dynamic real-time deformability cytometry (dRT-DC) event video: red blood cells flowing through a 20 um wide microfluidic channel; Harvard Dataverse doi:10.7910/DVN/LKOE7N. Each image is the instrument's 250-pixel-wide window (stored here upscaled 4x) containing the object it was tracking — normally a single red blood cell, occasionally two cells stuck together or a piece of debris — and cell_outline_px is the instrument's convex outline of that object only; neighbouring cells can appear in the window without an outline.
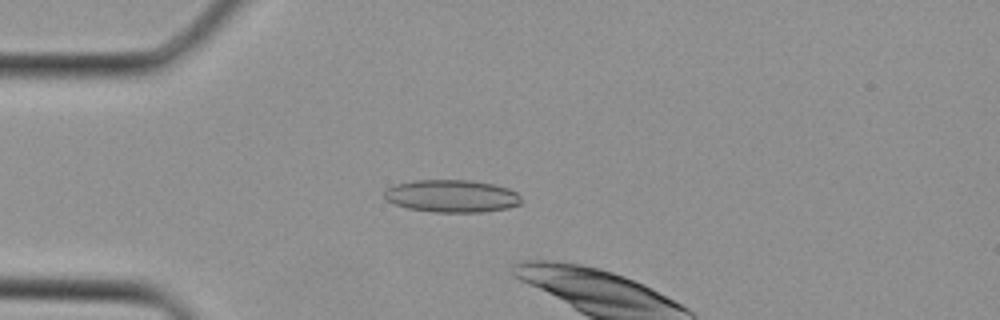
{"species": "Egyptian fruit bat (a non-hibernating species)", "species_latin": "Rousettus aegyptiacus", "temperature_condition": "cold", "stored_images_in_passage": 5, "camera_frame_rate_fps": 3000, "um_per_image_px": 0.085, "animal": {"sex": "female"}, "frame": {"image": 1, "passage_image": 3, "time_ms": 0.667, "image_size_px": [1000, 320], "cell_outline_px": [[520, 204], [508, 208], [484, 212], [432, 212], [408, 208], [396, 204], [388, 200], [384, 196], [384, 192], [388, 188], [396, 184], [412, 180], [468, 180], [492, 184], [508, 188], [516, 192], [520, 196]], "centroid_in_image_um": [38.41, 16.66], "position_along_channel_um": 46.6, "area_um2": 25.84}}